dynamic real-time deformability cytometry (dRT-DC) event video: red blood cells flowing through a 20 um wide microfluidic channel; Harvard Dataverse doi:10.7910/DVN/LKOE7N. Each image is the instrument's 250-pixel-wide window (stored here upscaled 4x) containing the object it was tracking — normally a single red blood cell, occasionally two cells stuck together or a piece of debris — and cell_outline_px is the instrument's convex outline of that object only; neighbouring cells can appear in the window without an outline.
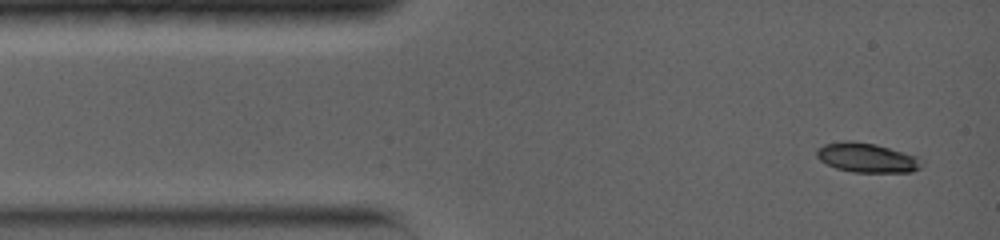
{"species": "common noctule bat (a hibernating species)", "species_latin": "Nyctalus noctula", "temperature_condition": "warm", "stored_images_in_passage": 35, "camera_frame_rate_fps": 5000, "um_per_image_px": 0.085, "animal": {"sex": "female", "body_mass_g": 19.0, "forearm_length_mm": 56.7}, "frame": {"image": 1, "passage_image": 1, "time_ms": 0.0, "image_size_px": [1000, 240], "cell_outline_px": [[924, 164], [920, 168], [912, 172], [852, 172], [836, 168], [820, 160], [816, 156], [816, 148], [824, 144], [844, 140], [852, 140], [876, 144], [916, 156], [924, 160]], "centroid_in_image_um": [73.69, 13.4], "position_along_channel_um": 11.3, "area_um2": 18.21}}
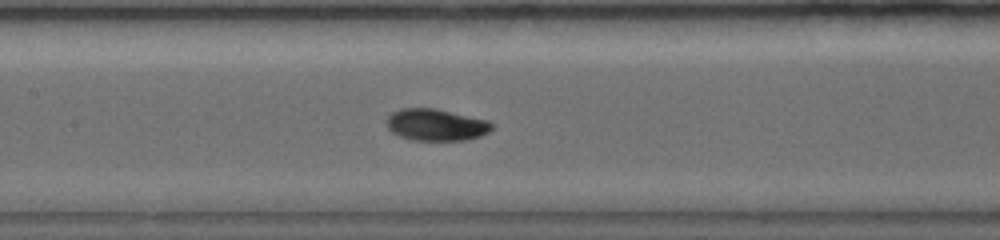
{"frame": {"image": 2, "passage_image": 14, "time_ms": 5.6, "image_size_px": [1000, 240], "cell_outline_px": [[492, 128], [488, 132], [480, 136], [468, 140], [412, 140], [400, 136], [392, 132], [384, 124], [384, 120], [392, 112], [400, 108], [436, 108], [488, 120], [492, 124]], "centroid_in_image_um": [37.02, 10.6], "position_along_channel_um": 170.4, "area_um2": 19.71}}
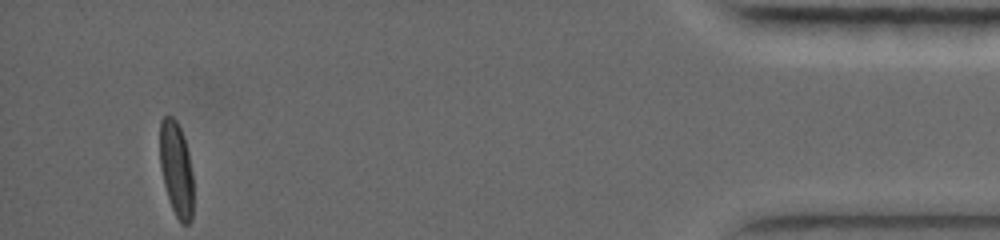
{"frame": {"image": 3, "passage_image": 35, "time_ms": 14.2, "image_size_px": [1000, 240], "cell_outline_px": [[192, 220], [188, 224], [180, 224], [172, 208], [164, 184], [160, 168], [160, 120], [164, 116], [172, 116], [176, 120], [184, 136], [188, 152], [192, 172]], "centroid_in_image_um": [14.98, 14.36], "position_along_channel_um": 420.2, "area_um2": 18.5}, "authors_computed_cell_mechanics": {"area_um2": 18.7272, "velocity_mm_per_s": 3.9305, "shape_relaxation_time_tau1_ms": 3.4659, "shape_relaxation_time_tau2_ms": 2.2642, "deformation_change_tau1": 0.1567, "deformation_change_tau2": 0.042}}